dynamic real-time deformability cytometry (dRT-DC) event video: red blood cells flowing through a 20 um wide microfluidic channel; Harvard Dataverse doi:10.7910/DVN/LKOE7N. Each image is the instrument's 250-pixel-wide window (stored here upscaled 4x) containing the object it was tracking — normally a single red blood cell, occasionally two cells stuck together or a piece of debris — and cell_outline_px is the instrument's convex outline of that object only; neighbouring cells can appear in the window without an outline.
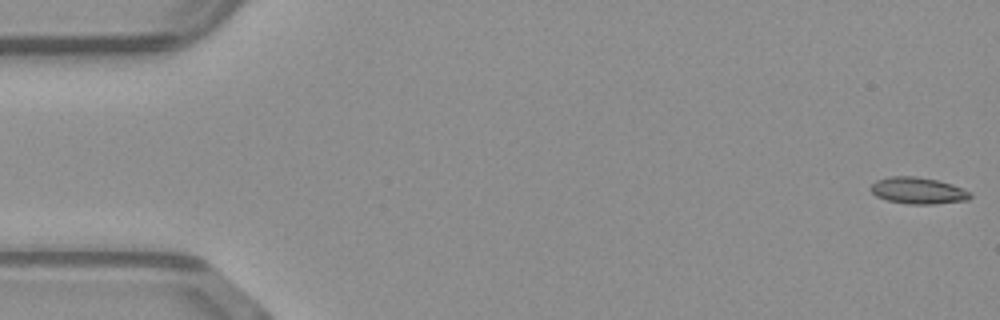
{"species": "common noctule bat (a hibernating species)", "species_latin": "Nyctalus noctula", "temperature_condition": "warm", "stored_images_in_passage": 45, "camera_frame_rate_fps": 3000, "um_per_image_px": 0.085, "animal": {"sex": "male", "body_mass_g": 23.1, "forearm_length_mm": 52.7}, "frame": {"image": 1, "passage_image": 1, "time_ms": 0.0, "image_size_px": [1000, 320], "cell_outline_px": [[972, 196], [968, 200], [936, 204], [908, 204], [888, 200], [876, 196], [868, 188], [876, 180], [888, 176], [916, 176], [936, 180], [952, 184], [972, 192]], "centroid_in_image_um": [78.03, 16.2], "position_along_channel_um": 7.0, "area_um2": 15.55}}
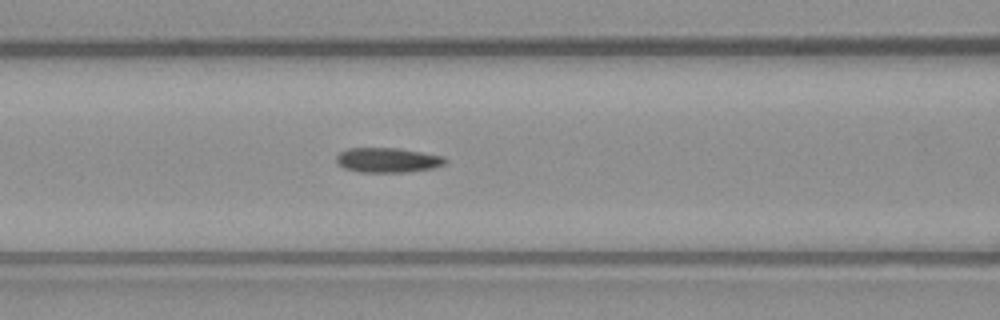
{"frame": {"image": 2, "passage_image": 21, "time_ms": 6.667, "image_size_px": [1000, 320], "cell_outline_px": [[448, 160], [444, 164], [432, 168], [408, 172], [360, 172], [344, 168], [336, 164], [336, 156], [340, 152], [348, 148], [400, 148], [444, 156]], "centroid_in_image_um": [32.94, 13.6], "position_along_channel_um": 133.7, "area_um2": 15.84}}
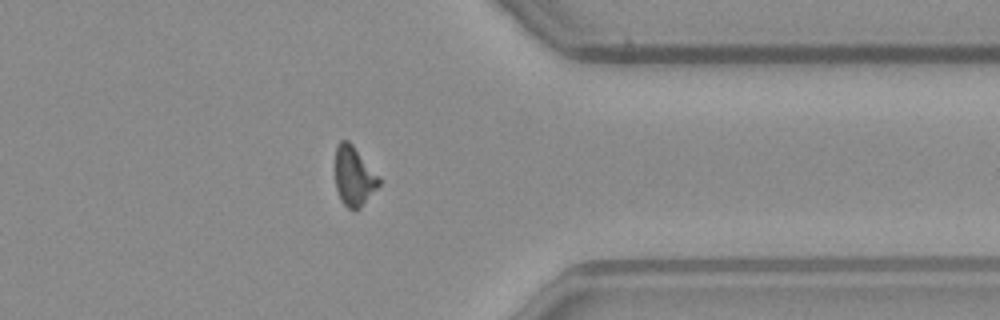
{"frame": {"image": 3, "passage_image": 40, "time_ms": 13.0, "image_size_px": [1000, 320], "cell_outline_px": [[380, 184], [360, 208], [348, 208], [340, 200], [336, 188], [336, 148], [340, 140], [348, 140], [352, 144], [380, 176]], "centroid_in_image_um": [30.09, 14.96], "position_along_channel_um": 381.3, "area_um2": 15.03}}